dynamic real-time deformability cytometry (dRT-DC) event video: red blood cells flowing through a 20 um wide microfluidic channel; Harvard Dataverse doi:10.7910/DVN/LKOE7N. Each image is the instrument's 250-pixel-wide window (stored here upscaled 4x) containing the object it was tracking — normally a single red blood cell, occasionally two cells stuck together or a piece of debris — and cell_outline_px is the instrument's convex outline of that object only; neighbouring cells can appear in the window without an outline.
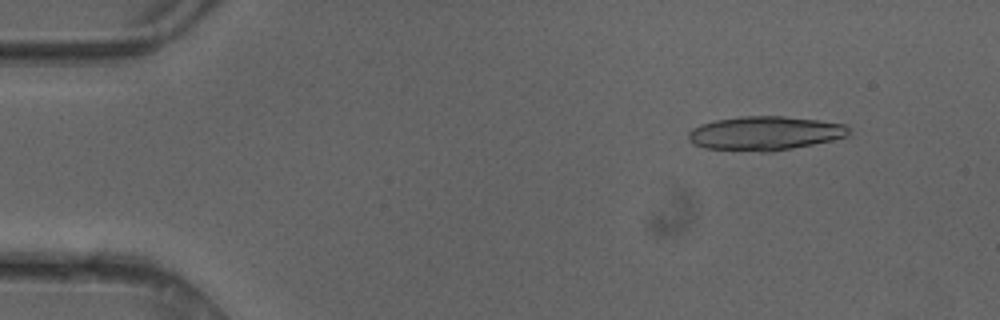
{"species": "common noctule bat (a hibernating species)", "species_latin": "Nyctalus noctula", "temperature_condition": "cold", "stored_images_in_passage": 19, "camera_frame_rate_fps": 3000, "um_per_image_px": 0.085, "animal": {"sex": "female"}, "frame": {"image": 1, "passage_image": 5, "time_ms": 1.333, "image_size_px": [1000, 320], "cell_outline_px": [[848, 136], [832, 140], [772, 152], [760, 152], [704, 148], [692, 144], [688, 140], [688, 132], [692, 128], [700, 124], [716, 120], [740, 116], [784, 116], [816, 120], [844, 124], [848, 128]], "centroid_in_image_um": [64.95, 11.33], "position_along_channel_um": 20.0, "area_um2": 31.79}}
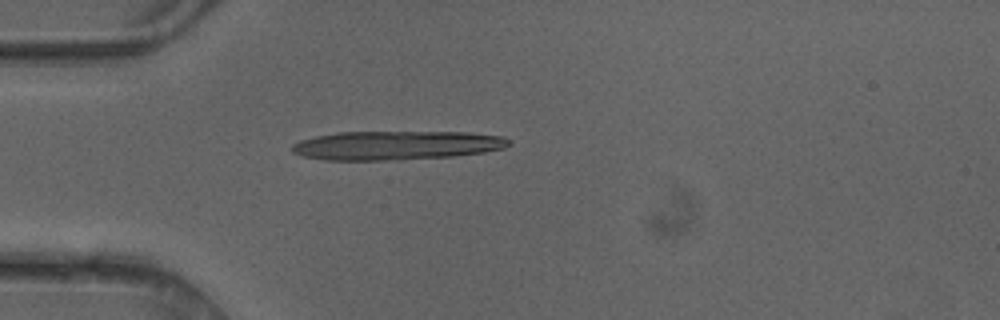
{"frame": {"image": 2, "passage_image": 13, "time_ms": 4.0, "image_size_px": [1000, 320], "cell_outline_px": [[512, 144], [504, 148], [484, 152], [452, 156], [400, 160], [324, 160], [300, 156], [292, 152], [292, 144], [300, 140], [316, 136], [336, 132], [468, 132], [504, 136], [512, 140]], "centroid_in_image_um": [33.7, 12.35], "position_along_channel_um": 51.3, "area_um2": 36.99}}